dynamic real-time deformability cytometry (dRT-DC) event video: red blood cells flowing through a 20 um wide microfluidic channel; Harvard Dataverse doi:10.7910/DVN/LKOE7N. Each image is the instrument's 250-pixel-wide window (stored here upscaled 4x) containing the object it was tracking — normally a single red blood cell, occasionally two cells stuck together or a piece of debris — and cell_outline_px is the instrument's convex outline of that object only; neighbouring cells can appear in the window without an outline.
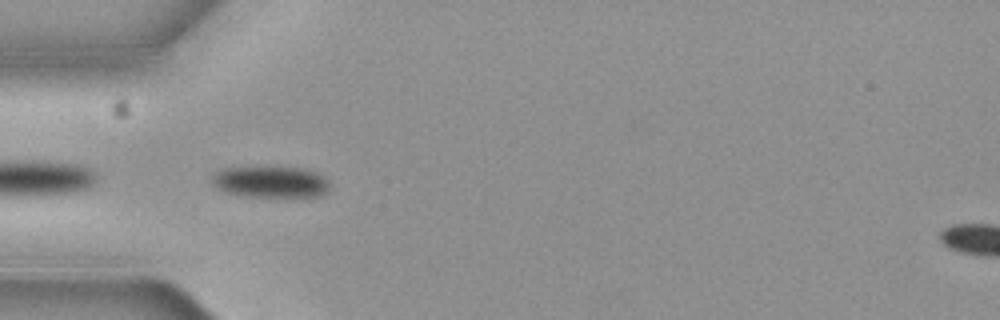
{"species": "common noctule bat (a hibernating species)", "species_latin": "Nyctalus noctula", "temperature_condition": "cold", "stored_images_in_passage": 6, "camera_frame_rate_fps": 3000, "um_per_image_px": 0.085, "animal": {"sex": "female", "body_mass_g": 19.3, "forearm_length_mm": 54.1}, "frame": {"image": 1, "passage_image": 4, "time_ms": 1.0, "image_size_px": [1000, 320], "cell_outline_px": [[328, 192], [320, 196], [248, 196], [224, 192], [216, 188], [212, 184], [212, 176], [216, 172], [224, 168], [300, 168], [316, 172], [324, 176], [328, 184]], "centroid_in_image_um": [22.99, 15.47], "position_along_channel_um": 62.0, "area_um2": 21.15}}
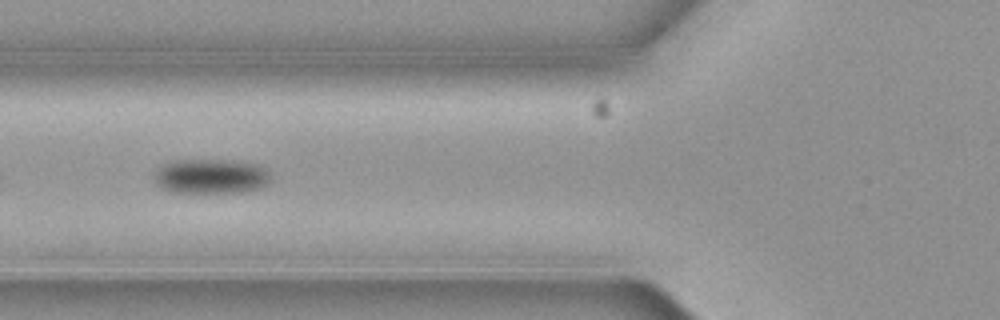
{"frame": {"image": 2, "passage_image": 5, "time_ms": 1.333, "image_size_px": [1000, 320], "cell_outline_px": [[268, 180], [264, 184], [256, 188], [240, 192], [172, 192], [160, 188], [152, 180], [156, 168], [160, 164], [172, 160], [232, 160], [256, 164], [264, 168], [268, 176]], "centroid_in_image_um": [17.78, 14.97], "position_along_channel_um": 108.0, "area_um2": 23.52}}
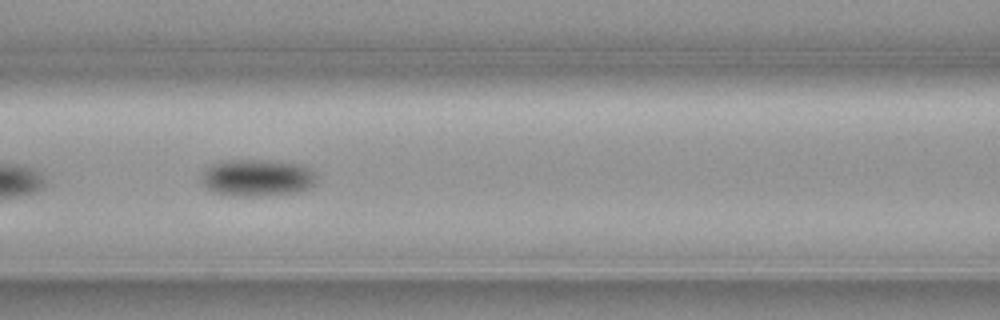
{"frame": {"image": 3, "passage_image": 6, "time_ms": 1.667, "image_size_px": [1000, 320], "cell_outline_px": [[316, 184], [300, 192], [256, 196], [236, 196], [212, 192], [204, 188], [200, 180], [200, 176], [212, 164], [228, 160], [272, 160], [300, 164], [312, 168], [316, 176]], "centroid_in_image_um": [21.87, 15.11], "position_along_channel_um": 144.7, "area_um2": 25.2}}